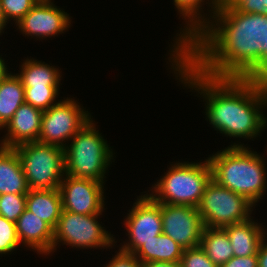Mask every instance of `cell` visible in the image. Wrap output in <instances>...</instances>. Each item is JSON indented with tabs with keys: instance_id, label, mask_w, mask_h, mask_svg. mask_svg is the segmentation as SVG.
Returning a JSON list of instances; mask_svg holds the SVG:
<instances>
[{
	"instance_id": "cell-18",
	"label": "cell",
	"mask_w": 267,
	"mask_h": 267,
	"mask_svg": "<svg viewBox=\"0 0 267 267\" xmlns=\"http://www.w3.org/2000/svg\"><path fill=\"white\" fill-rule=\"evenodd\" d=\"M28 192L29 187L16 149L0 146V195Z\"/></svg>"
},
{
	"instance_id": "cell-35",
	"label": "cell",
	"mask_w": 267,
	"mask_h": 267,
	"mask_svg": "<svg viewBox=\"0 0 267 267\" xmlns=\"http://www.w3.org/2000/svg\"><path fill=\"white\" fill-rule=\"evenodd\" d=\"M6 61L0 56V82L8 75L10 71H8Z\"/></svg>"
},
{
	"instance_id": "cell-2",
	"label": "cell",
	"mask_w": 267,
	"mask_h": 267,
	"mask_svg": "<svg viewBox=\"0 0 267 267\" xmlns=\"http://www.w3.org/2000/svg\"><path fill=\"white\" fill-rule=\"evenodd\" d=\"M169 54L170 69L184 86L203 97L206 119L217 132L253 140L267 128V118L262 112L267 107V91L246 78L204 74L180 51Z\"/></svg>"
},
{
	"instance_id": "cell-5",
	"label": "cell",
	"mask_w": 267,
	"mask_h": 267,
	"mask_svg": "<svg viewBox=\"0 0 267 267\" xmlns=\"http://www.w3.org/2000/svg\"><path fill=\"white\" fill-rule=\"evenodd\" d=\"M95 126L91 119L64 148L65 174L104 183L106 170L115 157Z\"/></svg>"
},
{
	"instance_id": "cell-17",
	"label": "cell",
	"mask_w": 267,
	"mask_h": 267,
	"mask_svg": "<svg viewBox=\"0 0 267 267\" xmlns=\"http://www.w3.org/2000/svg\"><path fill=\"white\" fill-rule=\"evenodd\" d=\"M264 228L262 224L255 222L252 218L224 227L234 256L257 255L261 241L267 236Z\"/></svg>"
},
{
	"instance_id": "cell-15",
	"label": "cell",
	"mask_w": 267,
	"mask_h": 267,
	"mask_svg": "<svg viewBox=\"0 0 267 267\" xmlns=\"http://www.w3.org/2000/svg\"><path fill=\"white\" fill-rule=\"evenodd\" d=\"M177 13L182 16L186 25L180 29V33L176 35L174 45H172L171 52L180 51L190 40L213 18L214 13L220 7L221 0H173ZM203 3V4H202ZM204 3L208 4L210 17L205 16L208 13L202 12L205 8ZM203 7V8H202ZM211 7V8H210ZM212 9V10H211ZM213 11V12H212ZM204 13V14H202ZM213 14V15H212ZM183 29V30H182ZM182 30V31H181ZM178 36V37H177Z\"/></svg>"
},
{
	"instance_id": "cell-13",
	"label": "cell",
	"mask_w": 267,
	"mask_h": 267,
	"mask_svg": "<svg viewBox=\"0 0 267 267\" xmlns=\"http://www.w3.org/2000/svg\"><path fill=\"white\" fill-rule=\"evenodd\" d=\"M52 0H39L16 24L17 29L27 35L43 39L58 36L68 31L71 18L67 12L58 8Z\"/></svg>"
},
{
	"instance_id": "cell-33",
	"label": "cell",
	"mask_w": 267,
	"mask_h": 267,
	"mask_svg": "<svg viewBox=\"0 0 267 267\" xmlns=\"http://www.w3.org/2000/svg\"><path fill=\"white\" fill-rule=\"evenodd\" d=\"M267 236L261 241L258 251V267H267Z\"/></svg>"
},
{
	"instance_id": "cell-22",
	"label": "cell",
	"mask_w": 267,
	"mask_h": 267,
	"mask_svg": "<svg viewBox=\"0 0 267 267\" xmlns=\"http://www.w3.org/2000/svg\"><path fill=\"white\" fill-rule=\"evenodd\" d=\"M24 102V86L20 78L10 71L0 82V130L4 129Z\"/></svg>"
},
{
	"instance_id": "cell-21",
	"label": "cell",
	"mask_w": 267,
	"mask_h": 267,
	"mask_svg": "<svg viewBox=\"0 0 267 267\" xmlns=\"http://www.w3.org/2000/svg\"><path fill=\"white\" fill-rule=\"evenodd\" d=\"M184 248L164 233L145 242L134 254L141 262H180Z\"/></svg>"
},
{
	"instance_id": "cell-14",
	"label": "cell",
	"mask_w": 267,
	"mask_h": 267,
	"mask_svg": "<svg viewBox=\"0 0 267 267\" xmlns=\"http://www.w3.org/2000/svg\"><path fill=\"white\" fill-rule=\"evenodd\" d=\"M42 116V110L24 102L4 127L7 134L0 139V146L15 148L24 143L38 141Z\"/></svg>"
},
{
	"instance_id": "cell-26",
	"label": "cell",
	"mask_w": 267,
	"mask_h": 267,
	"mask_svg": "<svg viewBox=\"0 0 267 267\" xmlns=\"http://www.w3.org/2000/svg\"><path fill=\"white\" fill-rule=\"evenodd\" d=\"M38 2L39 0H0L5 22L8 24L13 20L17 24Z\"/></svg>"
},
{
	"instance_id": "cell-6",
	"label": "cell",
	"mask_w": 267,
	"mask_h": 267,
	"mask_svg": "<svg viewBox=\"0 0 267 267\" xmlns=\"http://www.w3.org/2000/svg\"><path fill=\"white\" fill-rule=\"evenodd\" d=\"M15 149L29 189H59L65 175L63 148L36 141L21 144Z\"/></svg>"
},
{
	"instance_id": "cell-16",
	"label": "cell",
	"mask_w": 267,
	"mask_h": 267,
	"mask_svg": "<svg viewBox=\"0 0 267 267\" xmlns=\"http://www.w3.org/2000/svg\"><path fill=\"white\" fill-rule=\"evenodd\" d=\"M15 225L21 244L35 250L40 255L52 254L54 229L48 223L25 209Z\"/></svg>"
},
{
	"instance_id": "cell-36",
	"label": "cell",
	"mask_w": 267,
	"mask_h": 267,
	"mask_svg": "<svg viewBox=\"0 0 267 267\" xmlns=\"http://www.w3.org/2000/svg\"><path fill=\"white\" fill-rule=\"evenodd\" d=\"M6 25H7V23L4 20L2 8H1V3H0V35H2L1 34L2 32L4 33L3 30H5Z\"/></svg>"
},
{
	"instance_id": "cell-25",
	"label": "cell",
	"mask_w": 267,
	"mask_h": 267,
	"mask_svg": "<svg viewBox=\"0 0 267 267\" xmlns=\"http://www.w3.org/2000/svg\"><path fill=\"white\" fill-rule=\"evenodd\" d=\"M26 209V194H1L0 215L16 223L19 216Z\"/></svg>"
},
{
	"instance_id": "cell-24",
	"label": "cell",
	"mask_w": 267,
	"mask_h": 267,
	"mask_svg": "<svg viewBox=\"0 0 267 267\" xmlns=\"http://www.w3.org/2000/svg\"><path fill=\"white\" fill-rule=\"evenodd\" d=\"M25 102L42 111L58 103L59 87H24Z\"/></svg>"
},
{
	"instance_id": "cell-11",
	"label": "cell",
	"mask_w": 267,
	"mask_h": 267,
	"mask_svg": "<svg viewBox=\"0 0 267 267\" xmlns=\"http://www.w3.org/2000/svg\"><path fill=\"white\" fill-rule=\"evenodd\" d=\"M104 183L64 175L59 186L62 209L74 214H102L105 208Z\"/></svg>"
},
{
	"instance_id": "cell-19",
	"label": "cell",
	"mask_w": 267,
	"mask_h": 267,
	"mask_svg": "<svg viewBox=\"0 0 267 267\" xmlns=\"http://www.w3.org/2000/svg\"><path fill=\"white\" fill-rule=\"evenodd\" d=\"M26 209L55 229L63 210L59 189H29L26 194Z\"/></svg>"
},
{
	"instance_id": "cell-28",
	"label": "cell",
	"mask_w": 267,
	"mask_h": 267,
	"mask_svg": "<svg viewBox=\"0 0 267 267\" xmlns=\"http://www.w3.org/2000/svg\"><path fill=\"white\" fill-rule=\"evenodd\" d=\"M220 8H233L243 13L267 14V0H221Z\"/></svg>"
},
{
	"instance_id": "cell-20",
	"label": "cell",
	"mask_w": 267,
	"mask_h": 267,
	"mask_svg": "<svg viewBox=\"0 0 267 267\" xmlns=\"http://www.w3.org/2000/svg\"><path fill=\"white\" fill-rule=\"evenodd\" d=\"M20 67L16 75L24 87H59L61 84L60 70L44 61L26 58Z\"/></svg>"
},
{
	"instance_id": "cell-34",
	"label": "cell",
	"mask_w": 267,
	"mask_h": 267,
	"mask_svg": "<svg viewBox=\"0 0 267 267\" xmlns=\"http://www.w3.org/2000/svg\"><path fill=\"white\" fill-rule=\"evenodd\" d=\"M142 267H181L180 262L149 261L142 262Z\"/></svg>"
},
{
	"instance_id": "cell-4",
	"label": "cell",
	"mask_w": 267,
	"mask_h": 267,
	"mask_svg": "<svg viewBox=\"0 0 267 267\" xmlns=\"http://www.w3.org/2000/svg\"><path fill=\"white\" fill-rule=\"evenodd\" d=\"M164 176L152 185L149 195L158 203L198 207L206 186L212 179V168L205 161L171 164Z\"/></svg>"
},
{
	"instance_id": "cell-10",
	"label": "cell",
	"mask_w": 267,
	"mask_h": 267,
	"mask_svg": "<svg viewBox=\"0 0 267 267\" xmlns=\"http://www.w3.org/2000/svg\"><path fill=\"white\" fill-rule=\"evenodd\" d=\"M124 220L128 241L121 250L135 253L145 242L163 233L161 203L156 202L148 192L137 197Z\"/></svg>"
},
{
	"instance_id": "cell-12",
	"label": "cell",
	"mask_w": 267,
	"mask_h": 267,
	"mask_svg": "<svg viewBox=\"0 0 267 267\" xmlns=\"http://www.w3.org/2000/svg\"><path fill=\"white\" fill-rule=\"evenodd\" d=\"M163 233L184 249L200 245L204 223L197 207L161 203Z\"/></svg>"
},
{
	"instance_id": "cell-31",
	"label": "cell",
	"mask_w": 267,
	"mask_h": 267,
	"mask_svg": "<svg viewBox=\"0 0 267 267\" xmlns=\"http://www.w3.org/2000/svg\"><path fill=\"white\" fill-rule=\"evenodd\" d=\"M220 267H258L257 255L233 256Z\"/></svg>"
},
{
	"instance_id": "cell-27",
	"label": "cell",
	"mask_w": 267,
	"mask_h": 267,
	"mask_svg": "<svg viewBox=\"0 0 267 267\" xmlns=\"http://www.w3.org/2000/svg\"><path fill=\"white\" fill-rule=\"evenodd\" d=\"M20 244L15 223L0 215V254H11Z\"/></svg>"
},
{
	"instance_id": "cell-1",
	"label": "cell",
	"mask_w": 267,
	"mask_h": 267,
	"mask_svg": "<svg viewBox=\"0 0 267 267\" xmlns=\"http://www.w3.org/2000/svg\"><path fill=\"white\" fill-rule=\"evenodd\" d=\"M180 52L209 76L248 79L267 60V14L219 7Z\"/></svg>"
},
{
	"instance_id": "cell-9",
	"label": "cell",
	"mask_w": 267,
	"mask_h": 267,
	"mask_svg": "<svg viewBox=\"0 0 267 267\" xmlns=\"http://www.w3.org/2000/svg\"><path fill=\"white\" fill-rule=\"evenodd\" d=\"M91 113L84 110L73 98H64L43 111L38 142L65 148L76 133L91 120Z\"/></svg>"
},
{
	"instance_id": "cell-8",
	"label": "cell",
	"mask_w": 267,
	"mask_h": 267,
	"mask_svg": "<svg viewBox=\"0 0 267 267\" xmlns=\"http://www.w3.org/2000/svg\"><path fill=\"white\" fill-rule=\"evenodd\" d=\"M102 214H74L62 210L57 226L54 229L53 253L57 245L62 243L72 248H113L117 241L114 235L106 231L98 222Z\"/></svg>"
},
{
	"instance_id": "cell-32",
	"label": "cell",
	"mask_w": 267,
	"mask_h": 267,
	"mask_svg": "<svg viewBox=\"0 0 267 267\" xmlns=\"http://www.w3.org/2000/svg\"><path fill=\"white\" fill-rule=\"evenodd\" d=\"M248 79L267 91V60Z\"/></svg>"
},
{
	"instance_id": "cell-30",
	"label": "cell",
	"mask_w": 267,
	"mask_h": 267,
	"mask_svg": "<svg viewBox=\"0 0 267 267\" xmlns=\"http://www.w3.org/2000/svg\"><path fill=\"white\" fill-rule=\"evenodd\" d=\"M104 267H142V262L134 253L119 248L115 256Z\"/></svg>"
},
{
	"instance_id": "cell-23",
	"label": "cell",
	"mask_w": 267,
	"mask_h": 267,
	"mask_svg": "<svg viewBox=\"0 0 267 267\" xmlns=\"http://www.w3.org/2000/svg\"><path fill=\"white\" fill-rule=\"evenodd\" d=\"M208 258L218 267L234 256L226 231L222 228L205 227L199 245Z\"/></svg>"
},
{
	"instance_id": "cell-7",
	"label": "cell",
	"mask_w": 267,
	"mask_h": 267,
	"mask_svg": "<svg viewBox=\"0 0 267 267\" xmlns=\"http://www.w3.org/2000/svg\"><path fill=\"white\" fill-rule=\"evenodd\" d=\"M254 208L247 198L221 186L214 179L206 186L197 207L204 227L222 229L252 218Z\"/></svg>"
},
{
	"instance_id": "cell-29",
	"label": "cell",
	"mask_w": 267,
	"mask_h": 267,
	"mask_svg": "<svg viewBox=\"0 0 267 267\" xmlns=\"http://www.w3.org/2000/svg\"><path fill=\"white\" fill-rule=\"evenodd\" d=\"M180 265L181 267H218L208 258L200 246L184 249Z\"/></svg>"
},
{
	"instance_id": "cell-3",
	"label": "cell",
	"mask_w": 267,
	"mask_h": 267,
	"mask_svg": "<svg viewBox=\"0 0 267 267\" xmlns=\"http://www.w3.org/2000/svg\"><path fill=\"white\" fill-rule=\"evenodd\" d=\"M243 145L241 142L231 144L207 158L212 168V179L256 206L266 194V159Z\"/></svg>"
}]
</instances>
